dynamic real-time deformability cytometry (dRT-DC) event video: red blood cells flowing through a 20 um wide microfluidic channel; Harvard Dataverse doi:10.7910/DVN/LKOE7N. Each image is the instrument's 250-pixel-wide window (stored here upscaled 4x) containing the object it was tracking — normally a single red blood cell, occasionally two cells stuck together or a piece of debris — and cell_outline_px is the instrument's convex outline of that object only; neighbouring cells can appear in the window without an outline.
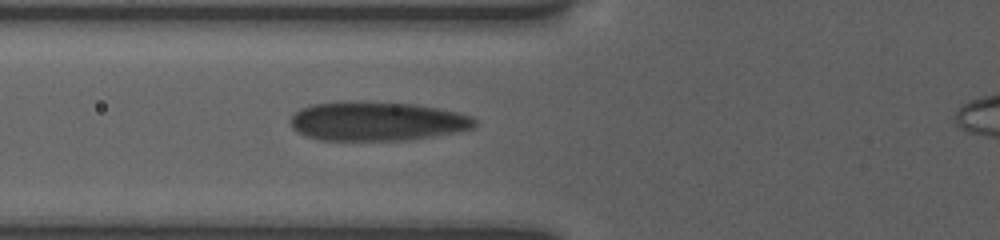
{"species": "human", "species_latin": "Homo sapiens", "temperature_condition": "room temperature", "stored_images_in_passage": 5, "camera_frame_rate_fps": 3000, "um_per_image_px": 0.085, "donor": {"sex": "female"}, "frame": {"image": 1, "passage_image": 5, "time_ms": 4.0, "image_size_px": [1000, 240], "cell_outline_px": [[476, 124], [472, 128], [432, 136], [408, 140], [320, 140], [304, 136], [296, 132], [292, 128], [292, 116], [300, 108], [312, 104], [340, 100], [360, 100], [408, 104], [436, 108], [456, 112], [468, 116], [476, 120]], "centroid_in_image_um": [31.94, 10.29], "position_along_channel_um": 93.9, "area_um2": 42.02}}